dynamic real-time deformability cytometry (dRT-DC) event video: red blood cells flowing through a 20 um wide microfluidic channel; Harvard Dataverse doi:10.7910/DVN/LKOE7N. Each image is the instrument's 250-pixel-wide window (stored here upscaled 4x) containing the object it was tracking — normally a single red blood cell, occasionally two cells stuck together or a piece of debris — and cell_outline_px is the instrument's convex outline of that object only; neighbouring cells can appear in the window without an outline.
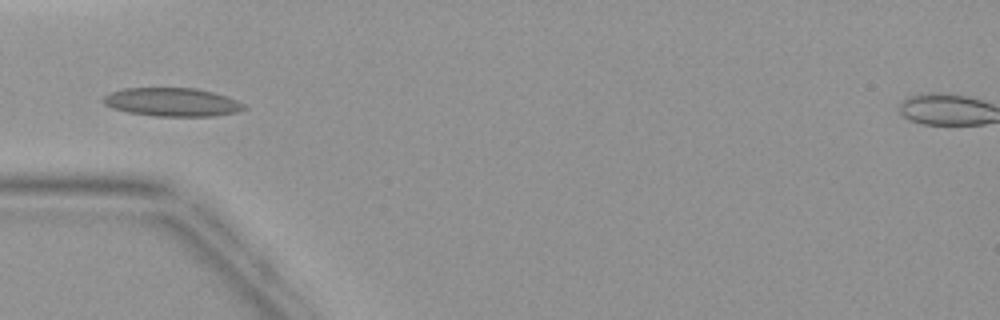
{"species": "common noctule bat (a hibernating species)", "species_latin": "Nyctalus noctula", "temperature_condition": "warm", "stored_images_in_passage": 3, "camera_frame_rate_fps": 3000, "um_per_image_px": 0.085, "animal": {"sex": "female", "body_mass_g": 19.9}, "frame": {"image": 1, "passage_image": 3, "time_ms": 2.667, "image_size_px": [1000, 320], "cell_outline_px": [[248, 108], [236, 112], [212, 116], [156, 116], [128, 112], [112, 108], [104, 104], [100, 100], [104, 96], [112, 92], [124, 88], [196, 88], [212, 92], [236, 100], [244, 104]], "centroid_in_image_um": [14.6, 8.68], "position_along_channel_um": 70.4, "area_um2": 23.24}}